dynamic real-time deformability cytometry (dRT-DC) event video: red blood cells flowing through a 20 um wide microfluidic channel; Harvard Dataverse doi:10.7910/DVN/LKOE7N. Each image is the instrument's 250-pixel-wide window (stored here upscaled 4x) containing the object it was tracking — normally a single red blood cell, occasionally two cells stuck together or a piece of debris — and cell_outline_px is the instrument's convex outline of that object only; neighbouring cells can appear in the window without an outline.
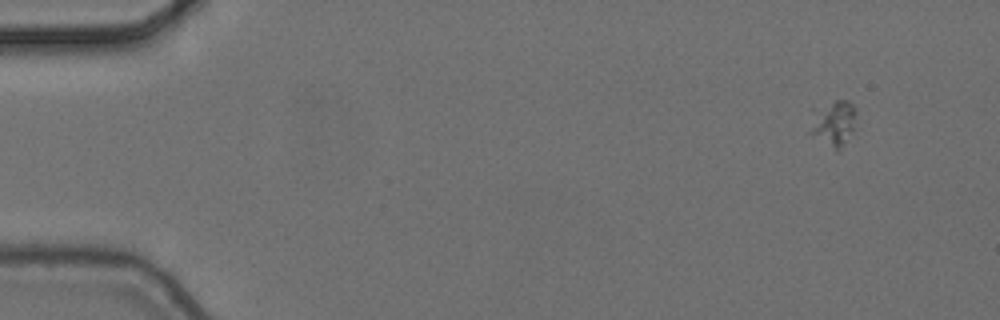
{"species": "common noctule bat (a hibernating species)", "species_latin": "Nyctalus noctula", "temperature_condition": "cold", "stored_images_in_passage": 6, "camera_frame_rate_fps": 3000, "um_per_image_px": 0.085, "animal": {"sex": "female", "body_mass_g": 24.6, "forearm_length_mm": 56.2}, "frame": {"image": 1, "passage_image": 1, "time_ms": 0.0, "image_size_px": [1000, 320], "cell_outline_px": [[856, 112], [852, 128], [840, 152], [836, 152], [808, 132], [820, 112], [824, 108], [836, 100], [848, 100], [856, 108]], "centroid_in_image_um": [70.93, 10.56], "position_along_channel_um": 14.1, "area_um2": 11.27}}
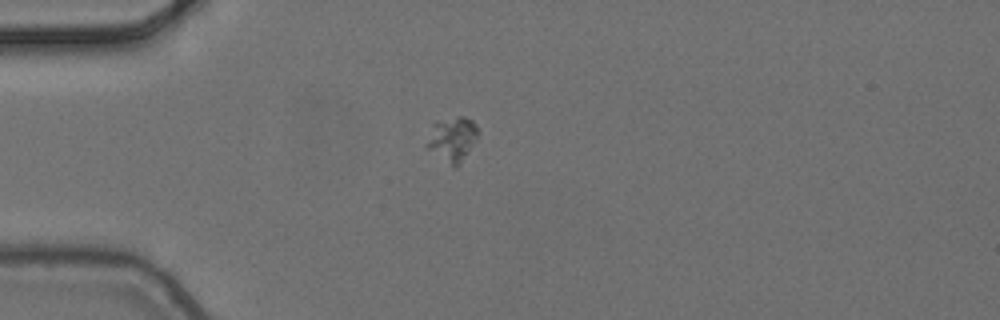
{"frame": {"image": 2, "passage_image": 4, "time_ms": 1.0, "image_size_px": [1000, 320], "cell_outline_px": [[480, 132], [476, 140], [460, 164], [456, 168], [428, 148], [424, 144], [432, 124], [436, 120], [460, 116], [464, 116], [472, 120], [476, 124]], "centroid_in_image_um": [38.45, 11.77], "position_along_channel_um": 46.5, "area_um2": 13.35}}
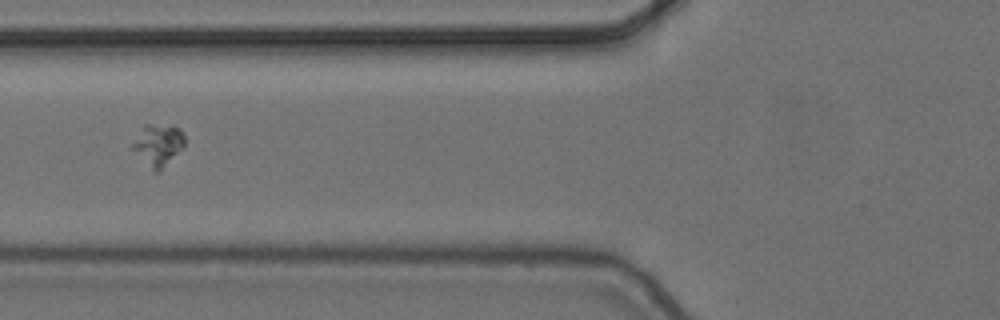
{"frame": {"image": 3, "passage_image": 6, "time_ms": 1.667, "image_size_px": [1000, 320], "cell_outline_px": [[184, 148], [160, 172], [156, 172], [132, 148], [132, 144], [144, 124], [172, 124], [180, 128], [184, 136]], "centroid_in_image_um": [13.51, 12.28], "position_along_channel_um": 112.3, "area_um2": 12.66}}